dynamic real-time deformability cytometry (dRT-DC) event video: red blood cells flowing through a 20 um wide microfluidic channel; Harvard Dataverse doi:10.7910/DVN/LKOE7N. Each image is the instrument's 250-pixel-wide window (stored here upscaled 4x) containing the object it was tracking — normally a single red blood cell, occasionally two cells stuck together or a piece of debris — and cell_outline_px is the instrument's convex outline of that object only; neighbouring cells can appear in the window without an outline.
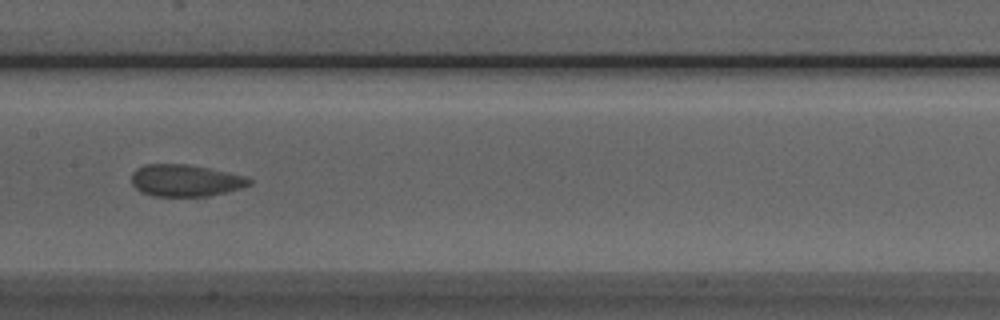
{"species": "Egyptian fruit bat (a non-hibernating species)", "species_latin": "Rousettus aegyptiacus", "temperature_condition": "room temperature", "stored_images_in_passage": 6, "camera_frame_rate_fps": 3000, "um_per_image_px": 0.085, "animal": {"sex": "male"}, "frame": {"image": 1, "passage_image": 6, "time_ms": 5.667, "image_size_px": [1000, 320], "cell_outline_px": [[252, 184], [240, 188], [208, 196], [152, 196], [140, 192], [132, 184], [132, 172], [136, 168], [144, 164], [188, 164], [248, 176], [252, 180]], "centroid_in_image_um": [15.75, 15.33], "position_along_channel_um": 191.7, "area_um2": 22.02}}